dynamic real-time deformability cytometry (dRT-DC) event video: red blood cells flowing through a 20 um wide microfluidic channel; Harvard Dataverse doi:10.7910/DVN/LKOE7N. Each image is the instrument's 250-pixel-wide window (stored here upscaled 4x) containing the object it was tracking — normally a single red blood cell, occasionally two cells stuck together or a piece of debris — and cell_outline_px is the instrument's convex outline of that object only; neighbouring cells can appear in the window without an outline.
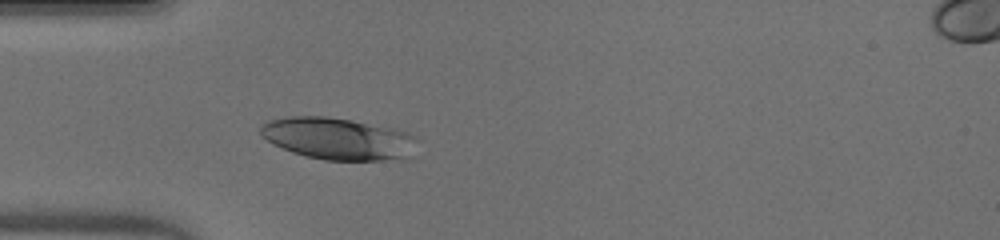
{"species": "human", "species_latin": "Homo sapiens", "temperature_condition": "warm", "stored_images_in_passage": 36, "camera_frame_rate_fps": 3000, "um_per_image_px": 0.085, "donor": {"sex": "male"}, "frame": {"image": 1, "passage_image": 1, "time_ms": 0.0, "image_size_px": [1000, 240], "cell_outline_px": [[420, 140], [400, 160], [324, 160], [292, 152], [272, 144], [260, 136], [260, 124], [268, 120], [292, 116], [324, 116], [352, 120], [392, 128], [408, 132], [416, 136]], "centroid_in_image_um": [28.69, 11.77], "position_along_channel_um": 56.3, "area_um2": 38.32}}
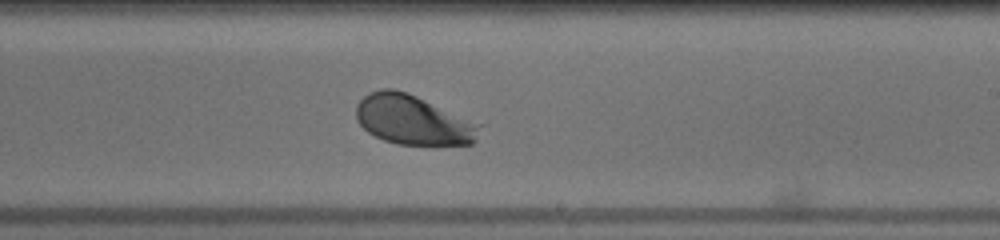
{"frame": {"image": 2, "passage_image": 16, "time_ms": 5.0, "image_size_px": [1000, 240], "cell_outline_px": [[484, 124], [476, 140], [472, 144], [396, 144], [384, 140], [368, 132], [356, 120], [356, 104], [368, 92], [380, 88], [392, 88], [408, 92]], "centroid_in_image_um": [35.14, 10.17], "position_along_channel_um": 253.9, "area_um2": 36.13}}
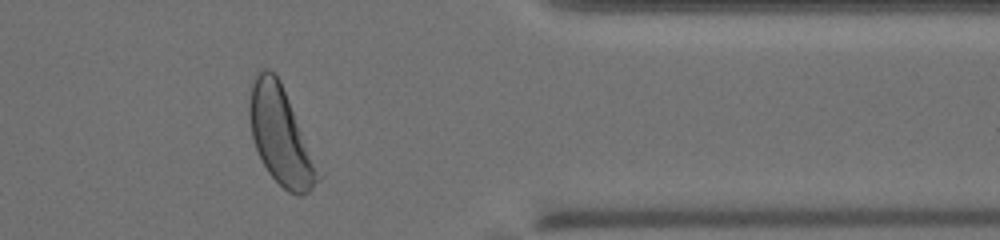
{"frame": {"image": 3, "passage_image": 27, "time_ms": 8.667, "image_size_px": [1000, 240], "cell_outline_px": [[320, 180], [304, 196], [296, 196], [288, 192], [268, 172], [256, 148], [252, 136], [248, 112], [248, 104], [252, 84], [256, 72], [260, 68], [268, 68], [276, 72], [280, 80], [320, 176]], "centroid_in_image_um": [23.79, 11.5], "position_along_channel_um": 387.6, "area_um2": 37.97}, "authors_computed_cell_mechanics": {"area_um2": 36.4718, "velocity_mm_per_s": 4.0792, "shape_relaxation_time_tau1_ms": 1.4883, "shape_relaxation_time_tau2_ms": null, "deformation_change_tau1": 0.14, "deformation_change_tau2": null}}